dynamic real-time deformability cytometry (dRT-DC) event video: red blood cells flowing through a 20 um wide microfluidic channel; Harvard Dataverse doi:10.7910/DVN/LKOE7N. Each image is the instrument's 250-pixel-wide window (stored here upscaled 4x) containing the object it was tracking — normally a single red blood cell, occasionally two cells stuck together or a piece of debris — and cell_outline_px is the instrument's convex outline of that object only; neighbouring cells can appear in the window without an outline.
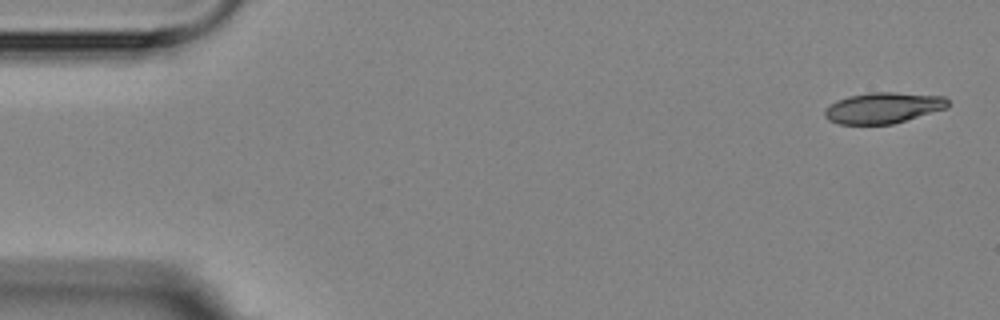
{"species": "Egyptian fruit bat (a non-hibernating species)", "species_latin": "Rousettus aegyptiacus", "temperature_condition": "room temperature", "stored_images_in_passage": 3, "segment_of_instrument_passage": [2, 2], "camera_frame_rate_fps": 3000, "um_per_image_px": 0.085, "animal": {"sex": "female"}, "frame": {"image": 1, "passage_image": 3, "time_ms": 3.0, "image_size_px": [1000, 320], "cell_outline_px": [[948, 108], [892, 124], [840, 124], [828, 120], [824, 116], [824, 112], [836, 100], [848, 96], [872, 92], [896, 92], [944, 96], [948, 100]], "centroid_in_image_um": [75.09, 9.16], "position_along_channel_um": 9.9, "area_um2": 22.14}}